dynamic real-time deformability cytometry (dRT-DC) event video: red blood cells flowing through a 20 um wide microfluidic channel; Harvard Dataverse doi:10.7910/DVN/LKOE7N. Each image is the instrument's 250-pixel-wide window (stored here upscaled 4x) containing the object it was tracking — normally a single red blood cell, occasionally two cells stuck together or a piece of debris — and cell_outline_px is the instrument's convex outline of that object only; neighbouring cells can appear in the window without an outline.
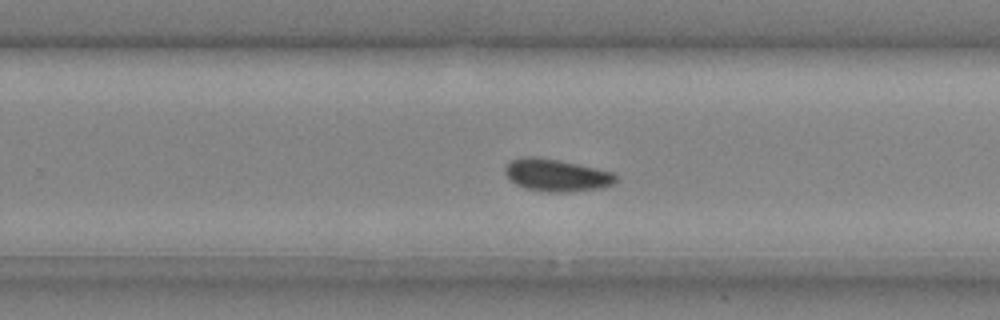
{"species": "common noctule bat (a hibernating species)", "species_latin": "Nyctalus noctula", "temperature_condition": "cold", "stored_images_in_passage": 30, "camera_frame_rate_fps": 3000, "um_per_image_px": 0.085, "animal": {"sex": "male", "body_mass_g": 20.4}, "frame": {"image": 1, "passage_image": 22, "time_ms": 7.0, "image_size_px": [1000, 320], "cell_outline_px": [[616, 180], [612, 184], [604, 188], [568, 192], [544, 192], [524, 188], [516, 184], [504, 172], [504, 168], [512, 160], [528, 156], [532, 156], [556, 160], [616, 172]], "centroid_in_image_um": [47.33, 14.91], "position_along_channel_um": 282.5, "area_um2": 20.75}}